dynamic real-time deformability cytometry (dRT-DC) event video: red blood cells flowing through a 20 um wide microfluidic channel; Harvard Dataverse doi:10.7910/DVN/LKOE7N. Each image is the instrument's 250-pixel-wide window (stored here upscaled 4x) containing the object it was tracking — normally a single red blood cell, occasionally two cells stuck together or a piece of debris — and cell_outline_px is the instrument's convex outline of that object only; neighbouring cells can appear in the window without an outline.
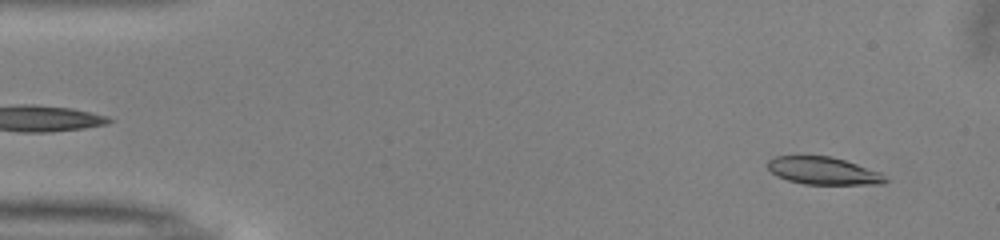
{"species": "common noctule bat (a hibernating species)", "species_latin": "Nyctalus noctula", "temperature_condition": "warm", "stored_images_in_passage": 49, "camera_frame_rate_fps": 3000, "um_per_image_px": 0.085, "animal": {"sex": "male", "body_mass_g": 13.0, "forearm_length_mm": 53.1}, "frame": {"image": 1, "passage_image": 3, "time_ms": 0.667, "image_size_px": [1000, 240], "cell_outline_px": [[888, 180], [884, 184], [804, 184], [788, 180], [776, 176], [768, 168], [768, 160], [776, 156], [832, 156], [880, 172]], "centroid_in_image_um": [69.97, 14.52], "position_along_channel_um": 15.0, "area_um2": 18.73}}
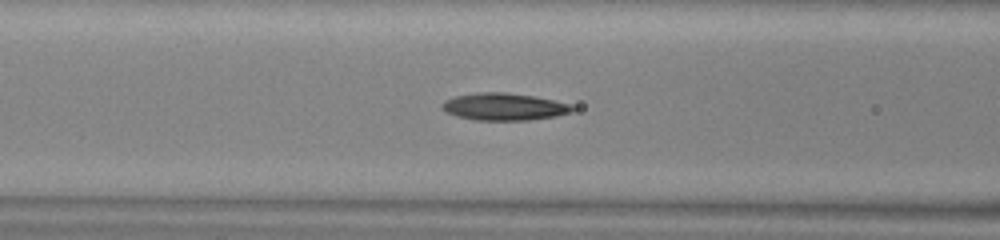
{"frame": {"image": 2, "passage_image": 19, "time_ms": 6.0, "image_size_px": [1000, 240], "cell_outline_px": [[576, 108], [572, 112], [556, 116], [528, 120], [476, 120], [456, 116], [448, 112], [444, 108], [444, 100], [456, 96], [480, 92], [508, 92], [536, 96], [572, 104]], "centroid_in_image_um": [42.93, 9.06], "position_along_channel_um": 123.7, "area_um2": 20.63}}
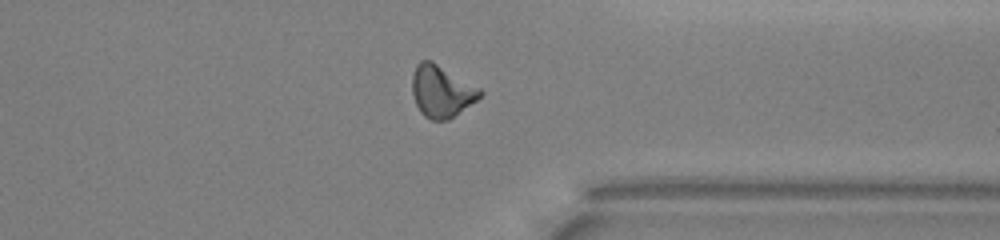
{"frame": {"image": 3, "passage_image": 38, "time_ms": 12.333, "image_size_px": [1000, 240], "cell_outline_px": [[484, 92], [476, 100], [448, 120], [432, 120], [424, 116], [420, 112], [416, 104], [412, 92], [412, 76], [416, 64], [420, 60], [432, 60], [480, 88]], "centroid_in_image_um": [37.5, 7.74], "position_along_channel_um": 373.9, "area_um2": 20.46}, "authors_computed_cell_mechanics": {"area_um2": 19.8832, "velocity_mm_per_s": 4.0286, "shape_relaxation_time_tau1_ms": 8.4016, "shape_relaxation_time_tau2_ms": 4.1151, "deformation_change_tau1": 0.2113, "deformation_change_tau2": 0.1344}}